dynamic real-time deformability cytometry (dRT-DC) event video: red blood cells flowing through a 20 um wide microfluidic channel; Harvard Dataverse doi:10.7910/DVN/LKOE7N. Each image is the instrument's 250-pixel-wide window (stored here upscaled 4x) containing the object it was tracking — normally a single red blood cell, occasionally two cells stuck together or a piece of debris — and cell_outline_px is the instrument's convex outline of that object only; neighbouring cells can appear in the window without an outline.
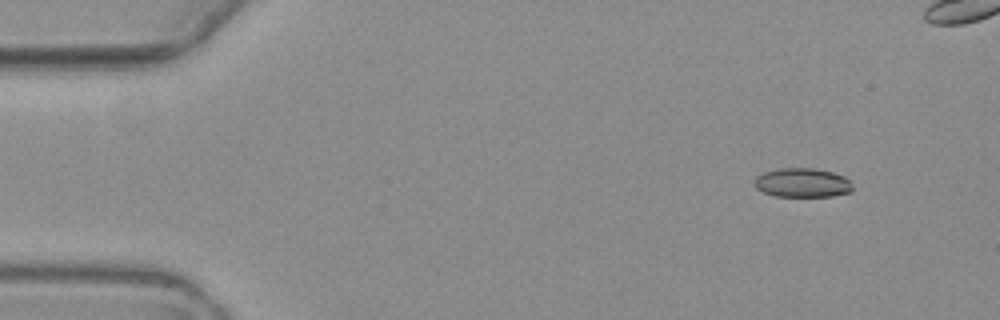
{"species": "common noctule bat (a hibernating species)", "species_latin": "Nyctalus noctula", "temperature_condition": "warm", "stored_images_in_passage": 4, "camera_frame_rate_fps": 3000, "um_per_image_px": 0.085, "animal": {"sex": "female", "body_mass_g": 19.3, "forearm_length_mm": 54.1}, "frame": {"image": 1, "passage_image": 1, "time_ms": 0.0, "image_size_px": [1000, 320], "cell_outline_px": [[852, 192], [832, 196], [776, 196], [764, 192], [756, 188], [756, 176], [764, 172], [780, 168], [812, 168], [832, 172], [844, 176], [848, 180], [852, 188]], "centroid_in_image_um": [68.21, 15.53], "position_along_channel_um": 16.8, "area_um2": 16.47}}